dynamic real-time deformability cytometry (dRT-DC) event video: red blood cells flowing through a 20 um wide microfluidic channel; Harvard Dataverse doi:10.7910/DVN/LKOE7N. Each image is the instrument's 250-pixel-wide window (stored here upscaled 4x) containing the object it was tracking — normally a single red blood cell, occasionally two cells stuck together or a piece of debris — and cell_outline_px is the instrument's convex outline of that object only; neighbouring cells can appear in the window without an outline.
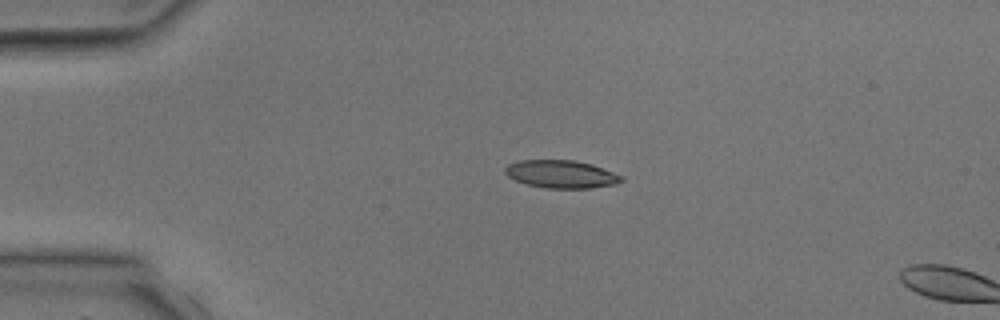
{"species": "common noctule bat (a hibernating species)", "species_latin": "Nyctalus noctula", "temperature_condition": "room temperature", "stored_images_in_passage": 2, "camera_frame_rate_fps": 3000, "um_per_image_px": 0.085, "animal": {"sex": "male", "body_mass_g": 17.9, "forearm_length_mm": 54.2}, "frame": {"image": 1, "passage_image": 2, "time_ms": 1.333, "image_size_px": [1000, 320], "cell_outline_px": [[624, 180], [616, 184], [588, 188], [544, 188], [528, 184], [516, 180], [508, 176], [504, 172], [504, 168], [508, 164], [520, 160], [572, 160], [592, 164], [624, 176]], "centroid_in_image_um": [47.71, 14.8], "position_along_channel_um": 37.3, "area_um2": 18.84}}